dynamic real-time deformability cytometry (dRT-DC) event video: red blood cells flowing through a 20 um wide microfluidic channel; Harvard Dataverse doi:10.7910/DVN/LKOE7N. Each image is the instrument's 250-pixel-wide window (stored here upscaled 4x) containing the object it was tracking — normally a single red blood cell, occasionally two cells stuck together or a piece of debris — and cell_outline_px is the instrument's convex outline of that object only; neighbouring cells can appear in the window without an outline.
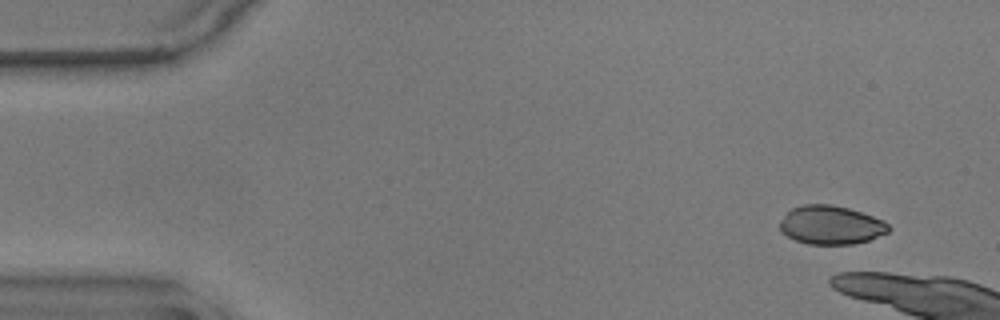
{"species": "common noctule bat (a hibernating species)", "species_latin": "Nyctalus noctula", "temperature_condition": "warm", "stored_images_in_passage": 8, "camera_frame_rate_fps": 3000, "um_per_image_px": 0.085, "animal": {"sex": "male", "body_mass_g": 17.9}, "frame": {"image": 1, "passage_image": 8, "time_ms": 2.333, "image_size_px": [1000, 320], "cell_outline_px": [[892, 228], [888, 232], [868, 240], [852, 244], [808, 244], [796, 240], [780, 232], [780, 220], [792, 208], [804, 204], [832, 204], [848, 208], [884, 220]], "centroid_in_image_um": [70.63, 19.12], "position_along_channel_um": 14.4, "area_um2": 24.45}}